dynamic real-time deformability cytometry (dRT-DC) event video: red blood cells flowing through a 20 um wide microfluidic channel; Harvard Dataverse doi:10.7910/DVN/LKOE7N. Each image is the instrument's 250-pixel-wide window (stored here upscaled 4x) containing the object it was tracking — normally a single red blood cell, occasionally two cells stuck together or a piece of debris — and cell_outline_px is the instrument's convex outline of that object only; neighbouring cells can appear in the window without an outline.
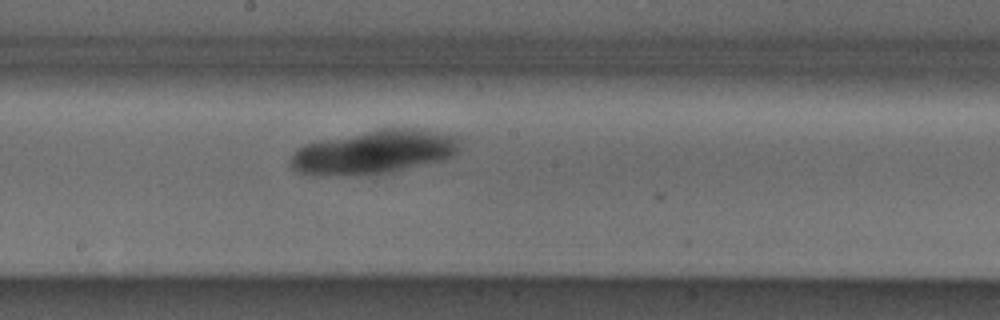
{"species": "Egyptian fruit bat (a non-hibernating species)", "species_latin": "Rousettus aegyptiacus", "temperature_condition": "cold", "stored_images_in_passage": 54, "camera_frame_rate_fps": 3000, "um_per_image_px": 0.085, "animal": {"sex": "male"}, "frame": {"image": 1, "passage_image": 29, "time_ms": 9.333, "image_size_px": [1000, 320], "cell_outline_px": [[460, 148], [452, 156], [440, 160], [384, 172], [296, 172], [288, 164], [288, 160], [292, 152], [296, 148], [304, 144], [316, 140], [380, 128], [416, 128], [456, 136], [460, 140]], "centroid_in_image_um": [31.78, 12.84], "position_along_channel_um": 216.4, "area_um2": 41.73}}
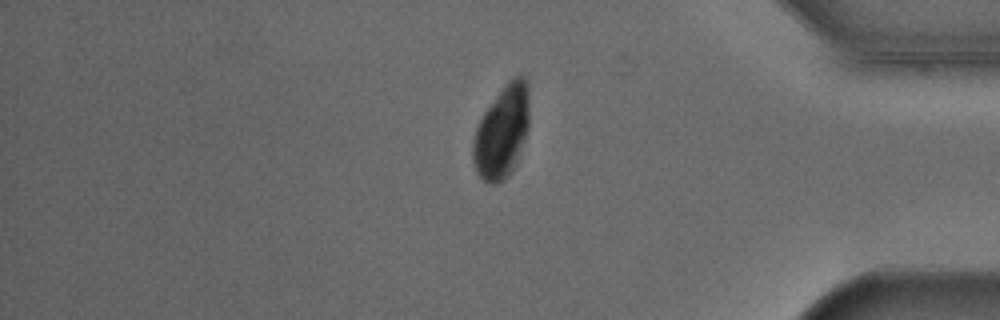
{"frame": {"image": 2, "passage_image": 45, "time_ms": 14.667, "image_size_px": [1000, 320], "cell_outline_px": [[528, 128], [516, 164], [512, 172], [504, 180], [496, 184], [492, 184], [484, 180], [476, 172], [472, 160], [472, 140], [476, 128], [484, 112], [508, 80], [516, 76], [524, 76], [528, 80]], "centroid_in_image_um": [42.66, 11.23], "position_along_channel_um": 392.5, "area_um2": 30.4}}
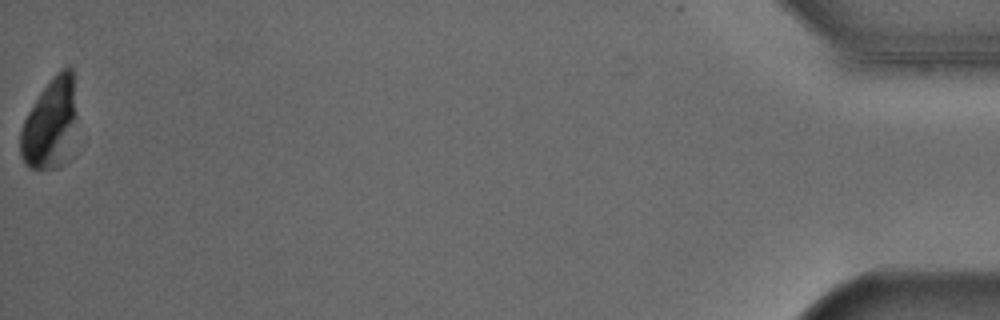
{"frame": {"image": 3, "passage_image": 54, "time_ms": 17.667, "image_size_px": [1000, 320], "cell_outline_px": [[76, 116], [60, 164], [56, 168], [32, 168], [24, 164], [20, 156], [20, 132], [24, 120], [28, 112], [40, 92], [52, 76], [56, 72], [64, 68], [72, 68]], "centroid_in_image_um": [4.19, 10.44], "position_along_channel_um": 431.0, "area_um2": 28.44}}